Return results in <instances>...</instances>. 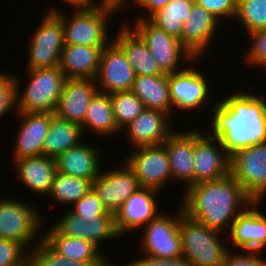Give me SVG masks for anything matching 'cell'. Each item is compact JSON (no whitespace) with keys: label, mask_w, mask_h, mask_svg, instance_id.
I'll list each match as a JSON object with an SVG mask.
<instances>
[{"label":"cell","mask_w":266,"mask_h":266,"mask_svg":"<svg viewBox=\"0 0 266 266\" xmlns=\"http://www.w3.org/2000/svg\"><path fill=\"white\" fill-rule=\"evenodd\" d=\"M210 110V133L231 156L266 141V99L251 91L234 92L215 101Z\"/></svg>","instance_id":"6da1fadb"},{"label":"cell","mask_w":266,"mask_h":266,"mask_svg":"<svg viewBox=\"0 0 266 266\" xmlns=\"http://www.w3.org/2000/svg\"><path fill=\"white\" fill-rule=\"evenodd\" d=\"M182 196L185 215L222 233L254 201L231 174L191 185Z\"/></svg>","instance_id":"7a4b0ae2"},{"label":"cell","mask_w":266,"mask_h":266,"mask_svg":"<svg viewBox=\"0 0 266 266\" xmlns=\"http://www.w3.org/2000/svg\"><path fill=\"white\" fill-rule=\"evenodd\" d=\"M61 19L64 29V44L105 47L112 40L109 22L116 11H120L112 0H100L87 7H75L71 18L61 9L50 7Z\"/></svg>","instance_id":"3957f363"},{"label":"cell","mask_w":266,"mask_h":266,"mask_svg":"<svg viewBox=\"0 0 266 266\" xmlns=\"http://www.w3.org/2000/svg\"><path fill=\"white\" fill-rule=\"evenodd\" d=\"M26 89L21 87L19 75L15 76L16 110L19 113H54L66 81L60 67L28 70ZM21 87V88H20ZM23 91L21 92V90Z\"/></svg>","instance_id":"277c9868"},{"label":"cell","mask_w":266,"mask_h":266,"mask_svg":"<svg viewBox=\"0 0 266 266\" xmlns=\"http://www.w3.org/2000/svg\"><path fill=\"white\" fill-rule=\"evenodd\" d=\"M179 232L183 255L192 266H222L227 253L232 250L221 240L222 232L185 214L180 218Z\"/></svg>","instance_id":"5b68a950"},{"label":"cell","mask_w":266,"mask_h":266,"mask_svg":"<svg viewBox=\"0 0 266 266\" xmlns=\"http://www.w3.org/2000/svg\"><path fill=\"white\" fill-rule=\"evenodd\" d=\"M30 203L13 196L0 198V239L17 241L28 251L42 240L38 234L45 225L38 207Z\"/></svg>","instance_id":"8992f818"},{"label":"cell","mask_w":266,"mask_h":266,"mask_svg":"<svg viewBox=\"0 0 266 266\" xmlns=\"http://www.w3.org/2000/svg\"><path fill=\"white\" fill-rule=\"evenodd\" d=\"M35 29L27 48V70L59 67L65 45L62 19L47 10Z\"/></svg>","instance_id":"52a82bcc"},{"label":"cell","mask_w":266,"mask_h":266,"mask_svg":"<svg viewBox=\"0 0 266 266\" xmlns=\"http://www.w3.org/2000/svg\"><path fill=\"white\" fill-rule=\"evenodd\" d=\"M132 24V28L146 42L149 51L165 74H172L183 70L184 68L179 66L184 60L185 62L182 64L198 61V58H195L181 44L179 39L169 35L149 19H135V22Z\"/></svg>","instance_id":"ba28073f"},{"label":"cell","mask_w":266,"mask_h":266,"mask_svg":"<svg viewBox=\"0 0 266 266\" xmlns=\"http://www.w3.org/2000/svg\"><path fill=\"white\" fill-rule=\"evenodd\" d=\"M178 207L177 215L162 212L142 228L144 230L140 245L143 254L161 259L183 255L179 225L184 211L181 205Z\"/></svg>","instance_id":"9c48e42d"},{"label":"cell","mask_w":266,"mask_h":266,"mask_svg":"<svg viewBox=\"0 0 266 266\" xmlns=\"http://www.w3.org/2000/svg\"><path fill=\"white\" fill-rule=\"evenodd\" d=\"M230 174L254 201L266 197V141L231 155Z\"/></svg>","instance_id":"30bf717a"},{"label":"cell","mask_w":266,"mask_h":266,"mask_svg":"<svg viewBox=\"0 0 266 266\" xmlns=\"http://www.w3.org/2000/svg\"><path fill=\"white\" fill-rule=\"evenodd\" d=\"M134 153L123 160L131 168L140 187L161 189L171 182L169 156L163 144L134 148Z\"/></svg>","instance_id":"8fae6325"},{"label":"cell","mask_w":266,"mask_h":266,"mask_svg":"<svg viewBox=\"0 0 266 266\" xmlns=\"http://www.w3.org/2000/svg\"><path fill=\"white\" fill-rule=\"evenodd\" d=\"M200 130H194V184L230 174L231 156L210 130H205L206 135Z\"/></svg>","instance_id":"7c38bea8"},{"label":"cell","mask_w":266,"mask_h":266,"mask_svg":"<svg viewBox=\"0 0 266 266\" xmlns=\"http://www.w3.org/2000/svg\"><path fill=\"white\" fill-rule=\"evenodd\" d=\"M192 63L194 61L183 70L168 74L170 100L173 107L181 111L198 110V107L205 110V103L210 100L211 85L202 72L192 68Z\"/></svg>","instance_id":"4fadbf2b"},{"label":"cell","mask_w":266,"mask_h":266,"mask_svg":"<svg viewBox=\"0 0 266 266\" xmlns=\"http://www.w3.org/2000/svg\"><path fill=\"white\" fill-rule=\"evenodd\" d=\"M135 76L125 53L112 40L104 47L101 54L99 70L95 78L97 90L109 95L131 91Z\"/></svg>","instance_id":"5bb4252c"},{"label":"cell","mask_w":266,"mask_h":266,"mask_svg":"<svg viewBox=\"0 0 266 266\" xmlns=\"http://www.w3.org/2000/svg\"><path fill=\"white\" fill-rule=\"evenodd\" d=\"M105 171L101 170L94 179L92 189L101 199L107 212L115 215L140 185L126 162L120 167Z\"/></svg>","instance_id":"9a60e30c"},{"label":"cell","mask_w":266,"mask_h":266,"mask_svg":"<svg viewBox=\"0 0 266 266\" xmlns=\"http://www.w3.org/2000/svg\"><path fill=\"white\" fill-rule=\"evenodd\" d=\"M261 201H253L231 224L227 236L231 247L262 252L266 248V215L260 212Z\"/></svg>","instance_id":"2e32d148"},{"label":"cell","mask_w":266,"mask_h":266,"mask_svg":"<svg viewBox=\"0 0 266 266\" xmlns=\"http://www.w3.org/2000/svg\"><path fill=\"white\" fill-rule=\"evenodd\" d=\"M159 192L153 188L140 187L124 202L115 214V226L120 236L139 231L160 214L157 207Z\"/></svg>","instance_id":"e0dca14e"},{"label":"cell","mask_w":266,"mask_h":266,"mask_svg":"<svg viewBox=\"0 0 266 266\" xmlns=\"http://www.w3.org/2000/svg\"><path fill=\"white\" fill-rule=\"evenodd\" d=\"M52 226L62 235L88 240L98 247L101 242L120 237L115 216H79L66 210Z\"/></svg>","instance_id":"ac0fdd59"},{"label":"cell","mask_w":266,"mask_h":266,"mask_svg":"<svg viewBox=\"0 0 266 266\" xmlns=\"http://www.w3.org/2000/svg\"><path fill=\"white\" fill-rule=\"evenodd\" d=\"M171 118L160 110L145 108L122 130L126 132L133 148L160 145L175 131Z\"/></svg>","instance_id":"d6986e66"},{"label":"cell","mask_w":266,"mask_h":266,"mask_svg":"<svg viewBox=\"0 0 266 266\" xmlns=\"http://www.w3.org/2000/svg\"><path fill=\"white\" fill-rule=\"evenodd\" d=\"M220 22L202 6L194 3L190 14L183 22L181 44L195 58H202L213 42ZM208 48V49H207Z\"/></svg>","instance_id":"ffe728a7"},{"label":"cell","mask_w":266,"mask_h":266,"mask_svg":"<svg viewBox=\"0 0 266 266\" xmlns=\"http://www.w3.org/2000/svg\"><path fill=\"white\" fill-rule=\"evenodd\" d=\"M97 91L95 79L67 78L54 115L82 126L90 99Z\"/></svg>","instance_id":"44dd1931"},{"label":"cell","mask_w":266,"mask_h":266,"mask_svg":"<svg viewBox=\"0 0 266 266\" xmlns=\"http://www.w3.org/2000/svg\"><path fill=\"white\" fill-rule=\"evenodd\" d=\"M18 113L21 126L16 132L13 159L43 155L44 139L47 136L53 113Z\"/></svg>","instance_id":"7402d4cb"},{"label":"cell","mask_w":266,"mask_h":266,"mask_svg":"<svg viewBox=\"0 0 266 266\" xmlns=\"http://www.w3.org/2000/svg\"><path fill=\"white\" fill-rule=\"evenodd\" d=\"M163 145L169 156L172 180L183 182L184 190L194 185V129L174 131Z\"/></svg>","instance_id":"603a6c76"},{"label":"cell","mask_w":266,"mask_h":266,"mask_svg":"<svg viewBox=\"0 0 266 266\" xmlns=\"http://www.w3.org/2000/svg\"><path fill=\"white\" fill-rule=\"evenodd\" d=\"M122 24L120 29H117L119 31L113 41L125 53L135 75H165L149 51L146 42L132 28V24L125 21Z\"/></svg>","instance_id":"cb8c5ba5"},{"label":"cell","mask_w":266,"mask_h":266,"mask_svg":"<svg viewBox=\"0 0 266 266\" xmlns=\"http://www.w3.org/2000/svg\"><path fill=\"white\" fill-rule=\"evenodd\" d=\"M101 153L99 147L87 145L83 140L54 159L57 172L94 181L103 169Z\"/></svg>","instance_id":"d4e9b609"},{"label":"cell","mask_w":266,"mask_h":266,"mask_svg":"<svg viewBox=\"0 0 266 266\" xmlns=\"http://www.w3.org/2000/svg\"><path fill=\"white\" fill-rule=\"evenodd\" d=\"M13 163L20 182L31 192L47 197L57 173L55 160L40 155L15 159Z\"/></svg>","instance_id":"484cf974"},{"label":"cell","mask_w":266,"mask_h":266,"mask_svg":"<svg viewBox=\"0 0 266 266\" xmlns=\"http://www.w3.org/2000/svg\"><path fill=\"white\" fill-rule=\"evenodd\" d=\"M42 239L59 255L84 263H112L93 242L60 234L52 225ZM107 258V259H106Z\"/></svg>","instance_id":"4316f807"},{"label":"cell","mask_w":266,"mask_h":266,"mask_svg":"<svg viewBox=\"0 0 266 266\" xmlns=\"http://www.w3.org/2000/svg\"><path fill=\"white\" fill-rule=\"evenodd\" d=\"M104 47L65 44L60 69L66 78L95 79Z\"/></svg>","instance_id":"83f0119b"},{"label":"cell","mask_w":266,"mask_h":266,"mask_svg":"<svg viewBox=\"0 0 266 266\" xmlns=\"http://www.w3.org/2000/svg\"><path fill=\"white\" fill-rule=\"evenodd\" d=\"M131 91L143 102L145 108L174 115L172 113L176 109L170 100L168 74L135 76Z\"/></svg>","instance_id":"f1b7e54d"},{"label":"cell","mask_w":266,"mask_h":266,"mask_svg":"<svg viewBox=\"0 0 266 266\" xmlns=\"http://www.w3.org/2000/svg\"><path fill=\"white\" fill-rule=\"evenodd\" d=\"M83 134L88 129L93 132V136L98 138L117 136L121 130L117 127L114 119L110 95L97 91L90 99L87 113L81 126Z\"/></svg>","instance_id":"f546056e"},{"label":"cell","mask_w":266,"mask_h":266,"mask_svg":"<svg viewBox=\"0 0 266 266\" xmlns=\"http://www.w3.org/2000/svg\"><path fill=\"white\" fill-rule=\"evenodd\" d=\"M83 131L80 125L58 118L53 119L44 139L43 155L55 159L68 149L83 142Z\"/></svg>","instance_id":"4dcf8cb0"},{"label":"cell","mask_w":266,"mask_h":266,"mask_svg":"<svg viewBox=\"0 0 266 266\" xmlns=\"http://www.w3.org/2000/svg\"><path fill=\"white\" fill-rule=\"evenodd\" d=\"M194 3V0H171L155 12L149 20L181 42L183 22L186 21Z\"/></svg>","instance_id":"1f68e13d"},{"label":"cell","mask_w":266,"mask_h":266,"mask_svg":"<svg viewBox=\"0 0 266 266\" xmlns=\"http://www.w3.org/2000/svg\"><path fill=\"white\" fill-rule=\"evenodd\" d=\"M92 182V180L57 172L48 197L57 204L60 203L61 206L67 204L66 206L70 207L92 190Z\"/></svg>","instance_id":"d6a6232c"},{"label":"cell","mask_w":266,"mask_h":266,"mask_svg":"<svg viewBox=\"0 0 266 266\" xmlns=\"http://www.w3.org/2000/svg\"><path fill=\"white\" fill-rule=\"evenodd\" d=\"M110 101L115 122L121 131L145 109L143 102L132 91L110 94Z\"/></svg>","instance_id":"836d02e7"},{"label":"cell","mask_w":266,"mask_h":266,"mask_svg":"<svg viewBox=\"0 0 266 266\" xmlns=\"http://www.w3.org/2000/svg\"><path fill=\"white\" fill-rule=\"evenodd\" d=\"M234 20H239L245 34L266 29V0H237Z\"/></svg>","instance_id":"e575fe53"},{"label":"cell","mask_w":266,"mask_h":266,"mask_svg":"<svg viewBox=\"0 0 266 266\" xmlns=\"http://www.w3.org/2000/svg\"><path fill=\"white\" fill-rule=\"evenodd\" d=\"M32 266H113L112 263H84L71 261L55 252L43 239L29 251ZM115 266V265H114Z\"/></svg>","instance_id":"d590c367"},{"label":"cell","mask_w":266,"mask_h":266,"mask_svg":"<svg viewBox=\"0 0 266 266\" xmlns=\"http://www.w3.org/2000/svg\"><path fill=\"white\" fill-rule=\"evenodd\" d=\"M249 37L247 38L249 41V48L246 53L244 60L248 66H253L256 68H266V29L258 30L246 34Z\"/></svg>","instance_id":"8d00e7d4"},{"label":"cell","mask_w":266,"mask_h":266,"mask_svg":"<svg viewBox=\"0 0 266 266\" xmlns=\"http://www.w3.org/2000/svg\"><path fill=\"white\" fill-rule=\"evenodd\" d=\"M29 261V251L17 241L0 239V266H23Z\"/></svg>","instance_id":"74e56055"},{"label":"cell","mask_w":266,"mask_h":266,"mask_svg":"<svg viewBox=\"0 0 266 266\" xmlns=\"http://www.w3.org/2000/svg\"><path fill=\"white\" fill-rule=\"evenodd\" d=\"M70 210L79 216H115L107 212L101 199L93 189L77 200L70 207Z\"/></svg>","instance_id":"f35d334b"},{"label":"cell","mask_w":266,"mask_h":266,"mask_svg":"<svg viewBox=\"0 0 266 266\" xmlns=\"http://www.w3.org/2000/svg\"><path fill=\"white\" fill-rule=\"evenodd\" d=\"M15 77L8 73L0 72V119L8 112L16 110ZM13 110H12V109Z\"/></svg>","instance_id":"ab89813d"},{"label":"cell","mask_w":266,"mask_h":266,"mask_svg":"<svg viewBox=\"0 0 266 266\" xmlns=\"http://www.w3.org/2000/svg\"><path fill=\"white\" fill-rule=\"evenodd\" d=\"M194 2L210 12L220 24L222 19L223 21L235 19L237 0H194Z\"/></svg>","instance_id":"60d3db41"},{"label":"cell","mask_w":266,"mask_h":266,"mask_svg":"<svg viewBox=\"0 0 266 266\" xmlns=\"http://www.w3.org/2000/svg\"><path fill=\"white\" fill-rule=\"evenodd\" d=\"M261 252L244 251V254L230 250L222 266H266V259Z\"/></svg>","instance_id":"b9f144b4"},{"label":"cell","mask_w":266,"mask_h":266,"mask_svg":"<svg viewBox=\"0 0 266 266\" xmlns=\"http://www.w3.org/2000/svg\"><path fill=\"white\" fill-rule=\"evenodd\" d=\"M124 266H192L184 255L172 258L161 259L144 254L140 259H136L130 263L123 264Z\"/></svg>","instance_id":"7bdbcfd3"},{"label":"cell","mask_w":266,"mask_h":266,"mask_svg":"<svg viewBox=\"0 0 266 266\" xmlns=\"http://www.w3.org/2000/svg\"><path fill=\"white\" fill-rule=\"evenodd\" d=\"M171 0H136L135 5L139 6L140 9L143 8L145 11L147 10L146 15L140 14V16L136 17L137 19H149L155 12L159 9L166 6Z\"/></svg>","instance_id":"ee69618b"},{"label":"cell","mask_w":266,"mask_h":266,"mask_svg":"<svg viewBox=\"0 0 266 266\" xmlns=\"http://www.w3.org/2000/svg\"><path fill=\"white\" fill-rule=\"evenodd\" d=\"M62 1V0H61ZM65 3L67 2V5L69 4L72 8L74 7H87V6H92L100 1L96 0H63Z\"/></svg>","instance_id":"f6af8a7d"},{"label":"cell","mask_w":266,"mask_h":266,"mask_svg":"<svg viewBox=\"0 0 266 266\" xmlns=\"http://www.w3.org/2000/svg\"><path fill=\"white\" fill-rule=\"evenodd\" d=\"M115 4H116V6L118 7V9H121L125 4V2L127 1V0H112ZM133 1V3L136 1V0H131V2Z\"/></svg>","instance_id":"bcb514c9"},{"label":"cell","mask_w":266,"mask_h":266,"mask_svg":"<svg viewBox=\"0 0 266 266\" xmlns=\"http://www.w3.org/2000/svg\"><path fill=\"white\" fill-rule=\"evenodd\" d=\"M23 266H32L31 263L28 261L26 264H24Z\"/></svg>","instance_id":"7dc6e473"}]
</instances>
